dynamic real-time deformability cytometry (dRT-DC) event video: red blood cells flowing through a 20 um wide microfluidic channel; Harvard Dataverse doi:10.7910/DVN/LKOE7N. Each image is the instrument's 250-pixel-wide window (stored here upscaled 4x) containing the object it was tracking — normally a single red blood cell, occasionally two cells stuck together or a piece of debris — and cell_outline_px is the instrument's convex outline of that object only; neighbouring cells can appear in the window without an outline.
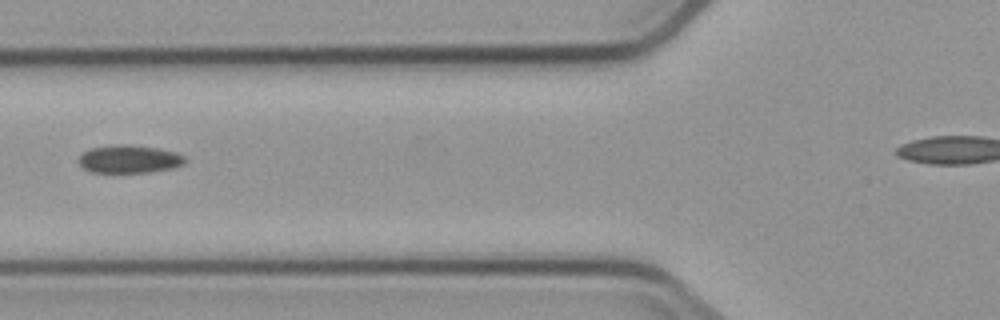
{"species": "common noctule bat (a hibernating species)", "species_latin": "Nyctalus noctula", "temperature_condition": "cold", "stored_images_in_passage": 3, "camera_frame_rate_fps": 3000, "um_per_image_px": 0.085, "animal": {"sex": "male", "body_mass_g": 23.1, "forearm_length_mm": 52.7}, "frame": {"image": 1, "passage_image": 2, "time_ms": 1.333, "image_size_px": [1000, 320], "cell_outline_px": [[184, 164], [172, 168], [148, 172], [92, 172], [84, 168], [80, 164], [80, 156], [84, 152], [92, 148], [112, 144], [128, 144], [160, 148], [176, 152], [184, 156]], "centroid_in_image_um": [11.01, 13.5], "position_along_channel_um": 114.8, "area_um2": 17.22}}
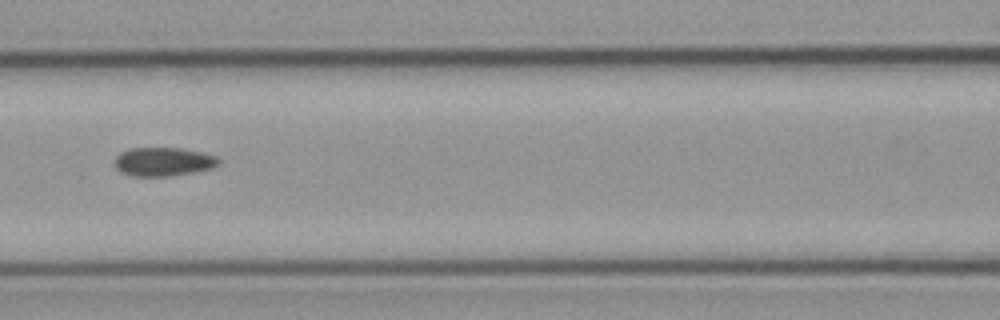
{"frame": {"image": 2, "passage_image": 3, "time_ms": 2.333, "image_size_px": [1000, 320], "cell_outline_px": [[220, 164], [212, 168], [192, 172], [168, 176], [132, 176], [120, 172], [116, 168], [116, 156], [120, 152], [128, 148], [180, 148], [200, 152], [216, 156], [220, 160]], "centroid_in_image_um": [13.87, 13.74], "position_along_channel_um": 152.7, "area_um2": 17.34}}